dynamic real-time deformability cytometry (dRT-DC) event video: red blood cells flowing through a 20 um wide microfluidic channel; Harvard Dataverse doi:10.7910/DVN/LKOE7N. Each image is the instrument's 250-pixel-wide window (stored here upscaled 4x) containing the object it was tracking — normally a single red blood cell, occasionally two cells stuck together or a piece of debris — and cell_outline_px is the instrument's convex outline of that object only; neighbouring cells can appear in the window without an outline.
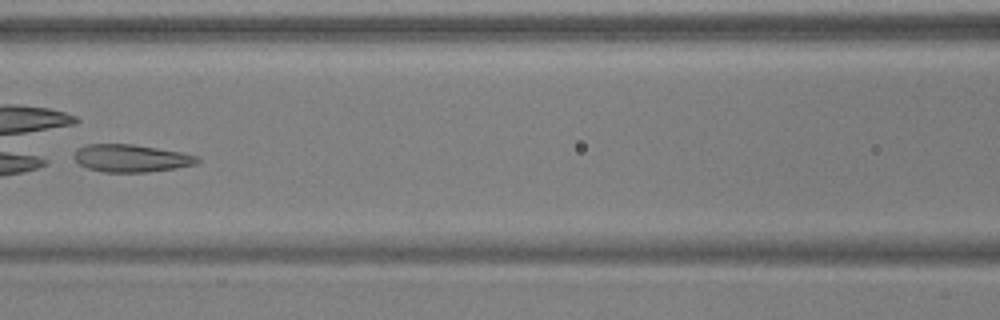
{"species": "common noctule bat (a hibernating species)", "species_latin": "Nyctalus noctula", "temperature_condition": "warm", "stored_images_in_passage": 6, "camera_frame_rate_fps": 3000, "um_per_image_px": 0.085, "animal": {"sex": "male", "body_mass_g": 17.9, "forearm_length_mm": 54.2}, "frame": {"image": 1, "passage_image": 6, "time_ms": 1.667, "image_size_px": [1000, 320], "cell_outline_px": [[200, 160], [196, 164], [176, 168], [148, 172], [104, 172], [88, 168], [80, 164], [72, 156], [76, 148], [84, 144], [132, 144], [184, 152], [200, 156]], "centroid_in_image_um": [11.16, 13.44], "position_along_channel_um": 155.4, "area_um2": 20.06}}